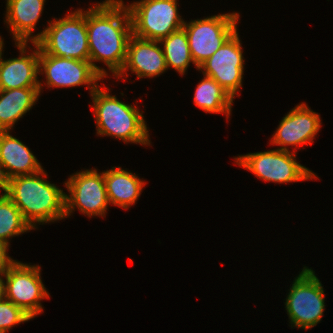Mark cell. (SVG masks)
<instances>
[{
    "instance_id": "obj_1",
    "label": "cell",
    "mask_w": 333,
    "mask_h": 333,
    "mask_svg": "<svg viewBox=\"0 0 333 333\" xmlns=\"http://www.w3.org/2000/svg\"><path fill=\"white\" fill-rule=\"evenodd\" d=\"M86 26L89 44V61L103 77L104 68L95 62H104L116 77L124 67L127 46L133 35L128 7L123 0H105L86 10Z\"/></svg>"
},
{
    "instance_id": "obj_2",
    "label": "cell",
    "mask_w": 333,
    "mask_h": 333,
    "mask_svg": "<svg viewBox=\"0 0 333 333\" xmlns=\"http://www.w3.org/2000/svg\"><path fill=\"white\" fill-rule=\"evenodd\" d=\"M45 172L42 169L34 174L16 176L0 187L19 208L32 229H37L36 224L65 218L66 193L47 181Z\"/></svg>"
},
{
    "instance_id": "obj_3",
    "label": "cell",
    "mask_w": 333,
    "mask_h": 333,
    "mask_svg": "<svg viewBox=\"0 0 333 333\" xmlns=\"http://www.w3.org/2000/svg\"><path fill=\"white\" fill-rule=\"evenodd\" d=\"M99 86L90 94L96 120L97 135L111 136L124 143L150 146L149 131L142 113L136 105L126 104Z\"/></svg>"
},
{
    "instance_id": "obj_4",
    "label": "cell",
    "mask_w": 333,
    "mask_h": 333,
    "mask_svg": "<svg viewBox=\"0 0 333 333\" xmlns=\"http://www.w3.org/2000/svg\"><path fill=\"white\" fill-rule=\"evenodd\" d=\"M42 32L34 35V43L46 54L89 61L86 11L77 9L63 18L48 21Z\"/></svg>"
},
{
    "instance_id": "obj_5",
    "label": "cell",
    "mask_w": 333,
    "mask_h": 333,
    "mask_svg": "<svg viewBox=\"0 0 333 333\" xmlns=\"http://www.w3.org/2000/svg\"><path fill=\"white\" fill-rule=\"evenodd\" d=\"M324 295L315 271L304 266L294 279L285 302L291 326L306 330L316 326L326 306Z\"/></svg>"
},
{
    "instance_id": "obj_6",
    "label": "cell",
    "mask_w": 333,
    "mask_h": 333,
    "mask_svg": "<svg viewBox=\"0 0 333 333\" xmlns=\"http://www.w3.org/2000/svg\"><path fill=\"white\" fill-rule=\"evenodd\" d=\"M177 0H139L129 5L133 35L146 40L160 41L183 28Z\"/></svg>"
},
{
    "instance_id": "obj_7",
    "label": "cell",
    "mask_w": 333,
    "mask_h": 333,
    "mask_svg": "<svg viewBox=\"0 0 333 333\" xmlns=\"http://www.w3.org/2000/svg\"><path fill=\"white\" fill-rule=\"evenodd\" d=\"M234 160L238 166L249 170L257 178L266 182L286 184L318 178L312 170L297 162L295 149L293 152L277 148L248 153L239 155Z\"/></svg>"
},
{
    "instance_id": "obj_8",
    "label": "cell",
    "mask_w": 333,
    "mask_h": 333,
    "mask_svg": "<svg viewBox=\"0 0 333 333\" xmlns=\"http://www.w3.org/2000/svg\"><path fill=\"white\" fill-rule=\"evenodd\" d=\"M239 13H225L185 22L193 64L198 67L210 58L236 31Z\"/></svg>"
},
{
    "instance_id": "obj_9",
    "label": "cell",
    "mask_w": 333,
    "mask_h": 333,
    "mask_svg": "<svg viewBox=\"0 0 333 333\" xmlns=\"http://www.w3.org/2000/svg\"><path fill=\"white\" fill-rule=\"evenodd\" d=\"M64 185L70 194L65 195V218L69 217L76 208L88 217H105L110 203L106 191L104 171L98 173L93 168L76 172L70 175Z\"/></svg>"
},
{
    "instance_id": "obj_10",
    "label": "cell",
    "mask_w": 333,
    "mask_h": 333,
    "mask_svg": "<svg viewBox=\"0 0 333 333\" xmlns=\"http://www.w3.org/2000/svg\"><path fill=\"white\" fill-rule=\"evenodd\" d=\"M39 265L15 261L5 272V297L32 319L43 312L41 300L48 299Z\"/></svg>"
},
{
    "instance_id": "obj_11",
    "label": "cell",
    "mask_w": 333,
    "mask_h": 333,
    "mask_svg": "<svg viewBox=\"0 0 333 333\" xmlns=\"http://www.w3.org/2000/svg\"><path fill=\"white\" fill-rule=\"evenodd\" d=\"M239 33L236 30L198 70L216 80L233 99L239 96L244 75V57Z\"/></svg>"
},
{
    "instance_id": "obj_12",
    "label": "cell",
    "mask_w": 333,
    "mask_h": 333,
    "mask_svg": "<svg viewBox=\"0 0 333 333\" xmlns=\"http://www.w3.org/2000/svg\"><path fill=\"white\" fill-rule=\"evenodd\" d=\"M39 73L45 75V85L47 84L48 88H70L86 85V89L90 90V94L99 86L97 82L104 79L93 68L90 61L49 55L44 53L40 48Z\"/></svg>"
},
{
    "instance_id": "obj_13",
    "label": "cell",
    "mask_w": 333,
    "mask_h": 333,
    "mask_svg": "<svg viewBox=\"0 0 333 333\" xmlns=\"http://www.w3.org/2000/svg\"><path fill=\"white\" fill-rule=\"evenodd\" d=\"M287 113L269 140L271 145L280 146L278 149L283 151H290L288 146H294L296 149L304 144L311 145L321 128L319 114L304 102Z\"/></svg>"
},
{
    "instance_id": "obj_14",
    "label": "cell",
    "mask_w": 333,
    "mask_h": 333,
    "mask_svg": "<svg viewBox=\"0 0 333 333\" xmlns=\"http://www.w3.org/2000/svg\"><path fill=\"white\" fill-rule=\"evenodd\" d=\"M1 40L0 90H9L25 87H39L41 93L42 83L39 75V46L33 43L34 50L27 54V43H15L20 51L18 58H2L4 39ZM27 54V55H26Z\"/></svg>"
},
{
    "instance_id": "obj_15",
    "label": "cell",
    "mask_w": 333,
    "mask_h": 333,
    "mask_svg": "<svg viewBox=\"0 0 333 333\" xmlns=\"http://www.w3.org/2000/svg\"><path fill=\"white\" fill-rule=\"evenodd\" d=\"M128 70L135 73L138 79L157 77L168 70L160 42L132 35L128 42L124 67L115 78L128 77Z\"/></svg>"
},
{
    "instance_id": "obj_16",
    "label": "cell",
    "mask_w": 333,
    "mask_h": 333,
    "mask_svg": "<svg viewBox=\"0 0 333 333\" xmlns=\"http://www.w3.org/2000/svg\"><path fill=\"white\" fill-rule=\"evenodd\" d=\"M43 167L18 138L10 131H0V187L9 179L39 172Z\"/></svg>"
},
{
    "instance_id": "obj_17",
    "label": "cell",
    "mask_w": 333,
    "mask_h": 333,
    "mask_svg": "<svg viewBox=\"0 0 333 333\" xmlns=\"http://www.w3.org/2000/svg\"><path fill=\"white\" fill-rule=\"evenodd\" d=\"M46 0H8L5 23L15 43H34L33 31L42 14Z\"/></svg>"
},
{
    "instance_id": "obj_18",
    "label": "cell",
    "mask_w": 333,
    "mask_h": 333,
    "mask_svg": "<svg viewBox=\"0 0 333 333\" xmlns=\"http://www.w3.org/2000/svg\"><path fill=\"white\" fill-rule=\"evenodd\" d=\"M104 180L109 203L126 210L137 202L146 184L136 174L121 167L104 171Z\"/></svg>"
},
{
    "instance_id": "obj_19",
    "label": "cell",
    "mask_w": 333,
    "mask_h": 333,
    "mask_svg": "<svg viewBox=\"0 0 333 333\" xmlns=\"http://www.w3.org/2000/svg\"><path fill=\"white\" fill-rule=\"evenodd\" d=\"M39 87L0 90V131H10L39 98Z\"/></svg>"
},
{
    "instance_id": "obj_20",
    "label": "cell",
    "mask_w": 333,
    "mask_h": 333,
    "mask_svg": "<svg viewBox=\"0 0 333 333\" xmlns=\"http://www.w3.org/2000/svg\"><path fill=\"white\" fill-rule=\"evenodd\" d=\"M234 99L213 78L204 75L194 93V104L206 113L231 115Z\"/></svg>"
},
{
    "instance_id": "obj_21",
    "label": "cell",
    "mask_w": 333,
    "mask_h": 333,
    "mask_svg": "<svg viewBox=\"0 0 333 333\" xmlns=\"http://www.w3.org/2000/svg\"><path fill=\"white\" fill-rule=\"evenodd\" d=\"M167 69L174 68L180 75H184L192 62L188 38L183 28L161 39Z\"/></svg>"
},
{
    "instance_id": "obj_22",
    "label": "cell",
    "mask_w": 333,
    "mask_h": 333,
    "mask_svg": "<svg viewBox=\"0 0 333 333\" xmlns=\"http://www.w3.org/2000/svg\"><path fill=\"white\" fill-rule=\"evenodd\" d=\"M33 230L24 220L19 208L4 193L0 195V241L9 244V239Z\"/></svg>"
},
{
    "instance_id": "obj_23",
    "label": "cell",
    "mask_w": 333,
    "mask_h": 333,
    "mask_svg": "<svg viewBox=\"0 0 333 333\" xmlns=\"http://www.w3.org/2000/svg\"><path fill=\"white\" fill-rule=\"evenodd\" d=\"M32 318L8 299L0 301V333Z\"/></svg>"
},
{
    "instance_id": "obj_24",
    "label": "cell",
    "mask_w": 333,
    "mask_h": 333,
    "mask_svg": "<svg viewBox=\"0 0 333 333\" xmlns=\"http://www.w3.org/2000/svg\"><path fill=\"white\" fill-rule=\"evenodd\" d=\"M9 245L0 241V272H5L16 261L8 255Z\"/></svg>"
},
{
    "instance_id": "obj_25",
    "label": "cell",
    "mask_w": 333,
    "mask_h": 333,
    "mask_svg": "<svg viewBox=\"0 0 333 333\" xmlns=\"http://www.w3.org/2000/svg\"><path fill=\"white\" fill-rule=\"evenodd\" d=\"M4 277V272H0V301L5 299V279L2 278Z\"/></svg>"
},
{
    "instance_id": "obj_26",
    "label": "cell",
    "mask_w": 333,
    "mask_h": 333,
    "mask_svg": "<svg viewBox=\"0 0 333 333\" xmlns=\"http://www.w3.org/2000/svg\"><path fill=\"white\" fill-rule=\"evenodd\" d=\"M0 65H1V40H0Z\"/></svg>"
}]
</instances>
